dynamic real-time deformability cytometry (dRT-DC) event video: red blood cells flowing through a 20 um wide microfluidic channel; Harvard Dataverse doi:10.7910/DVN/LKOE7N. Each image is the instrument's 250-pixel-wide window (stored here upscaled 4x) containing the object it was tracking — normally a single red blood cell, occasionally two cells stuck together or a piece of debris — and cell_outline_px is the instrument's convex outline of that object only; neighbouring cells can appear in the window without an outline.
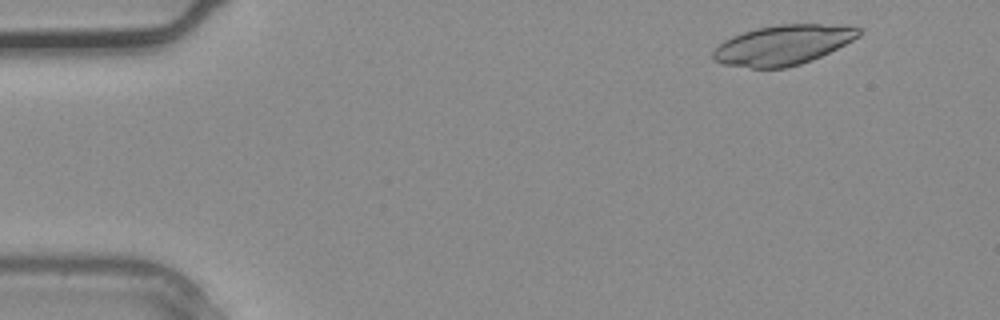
{"species": "common noctule bat (a hibernating species)", "species_latin": "Nyctalus noctula", "temperature_condition": "warm", "stored_images_in_passage": 3, "camera_frame_rate_fps": 3000, "um_per_image_px": 0.085, "animal": {"sex": "male", "body_mass_g": 20.4}, "frame": {"image": 1, "passage_image": 1, "time_ms": 0.0, "image_size_px": [1000, 320], "cell_outline_px": [[860, 36], [812, 60], [800, 64], [784, 68], [752, 68], [724, 64], [712, 60], [712, 52], [724, 40], [732, 36], [756, 28], [780, 24], [820, 24], [860, 28]], "centroid_in_image_um": [66.49, 3.83], "position_along_channel_um": 18.5, "area_um2": 33.41}}